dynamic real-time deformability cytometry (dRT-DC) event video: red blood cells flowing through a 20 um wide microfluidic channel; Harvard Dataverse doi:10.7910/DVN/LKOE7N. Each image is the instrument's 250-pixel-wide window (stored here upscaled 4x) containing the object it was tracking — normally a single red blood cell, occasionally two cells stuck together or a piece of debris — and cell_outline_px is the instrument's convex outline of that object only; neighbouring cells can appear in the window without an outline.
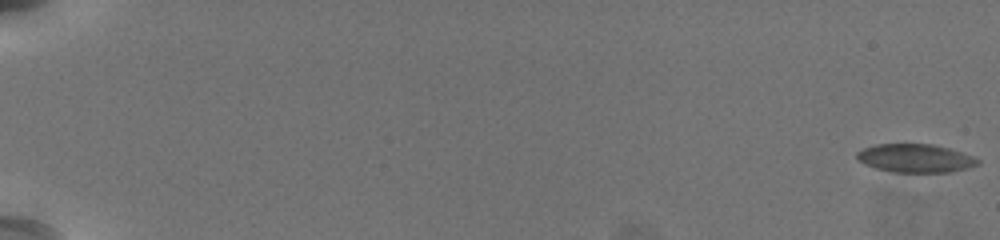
{"species": "common noctule bat (a hibernating species)", "species_latin": "Nyctalus noctula", "temperature_condition": "warm", "stored_images_in_passage": 60, "camera_frame_rate_fps": 3000, "um_per_image_px": 0.085, "animal": {"sex": "female", "body_mass_g": 19.5, "forearm_length_mm": 54.1}, "frame": {"image": 1, "passage_image": 1, "time_ms": 0.0, "image_size_px": [1000, 240], "cell_outline_px": [[980, 164], [968, 168], [948, 172], [892, 172], [876, 168], [864, 164], [856, 160], [856, 152], [864, 148], [876, 144], [932, 144], [964, 152], [980, 160]], "centroid_in_image_um": [77.8, 13.45], "position_along_channel_um": 7.2, "area_um2": 20.11}}
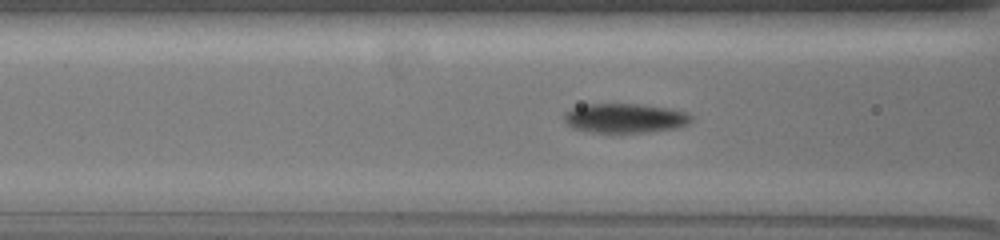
{"frame": {"image": 2, "passage_image": 28, "time_ms": 9.0, "image_size_px": [1000, 240], "cell_outline_px": [[696, 120], [680, 128], [652, 132], [592, 132], [572, 128], [564, 120], [564, 112], [572, 108], [584, 104], [640, 104], [668, 108], [688, 112]], "centroid_in_image_um": [53.19, 10.04], "position_along_channel_um": 113.4, "area_um2": 22.14}}
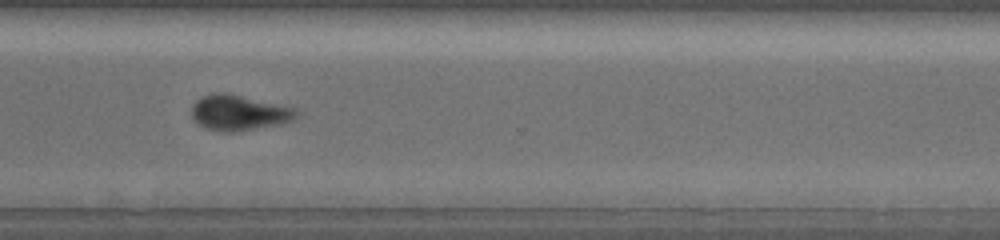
{"frame": {"image": 3, "passage_image": 47, "time_ms": 15.333, "image_size_px": [1000, 240], "cell_outline_px": [[300, 116], [296, 120], [284, 124], [232, 132], [224, 132], [204, 128], [196, 124], [192, 116], [192, 104], [200, 96], [212, 92], [224, 92], [296, 108], [300, 112]], "centroid_in_image_um": [20.33, 9.59], "position_along_channel_um": 350.3, "area_um2": 22.14}, "authors_computed_cell_mechanics": {"area_um2": 21.1548, "velocity_mm_per_s": 3.7458, "shape_relaxation_time_tau1_ms": 4.3606, "shape_relaxation_time_tau2_ms": 1.7365, "deformation_change_tau1": 0.1338, "deformation_change_tau2": 0.0596}}